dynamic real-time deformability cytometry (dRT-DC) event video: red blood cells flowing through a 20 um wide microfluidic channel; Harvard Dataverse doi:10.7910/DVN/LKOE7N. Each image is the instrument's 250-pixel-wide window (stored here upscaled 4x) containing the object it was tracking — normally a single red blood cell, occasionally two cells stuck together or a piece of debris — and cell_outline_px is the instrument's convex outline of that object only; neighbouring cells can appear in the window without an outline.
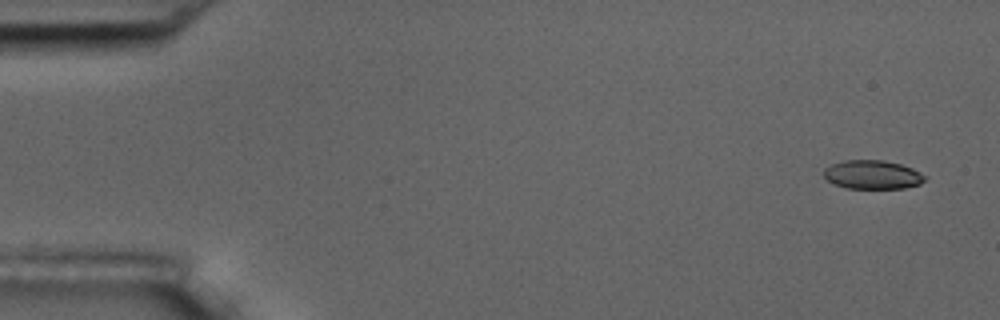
{"species": "common noctule bat (a hibernating species)", "species_latin": "Nyctalus noctula", "temperature_condition": "room temperature", "stored_images_in_passage": 5, "camera_frame_rate_fps": 3000, "um_per_image_px": 0.085, "animal": {"sex": "male", "body_mass_g": 17.5, "forearm_length_mm": 52.3}, "frame": {"image": 1, "passage_image": 1, "time_ms": 0.0, "image_size_px": [1000, 320], "cell_outline_px": [[928, 176], [920, 184], [904, 188], [848, 188], [832, 184], [824, 176], [824, 168], [832, 164], [844, 160], [884, 160], [900, 164], [912, 168]], "centroid_in_image_um": [74.17, 14.84], "position_along_channel_um": 10.8, "area_um2": 16.99}}
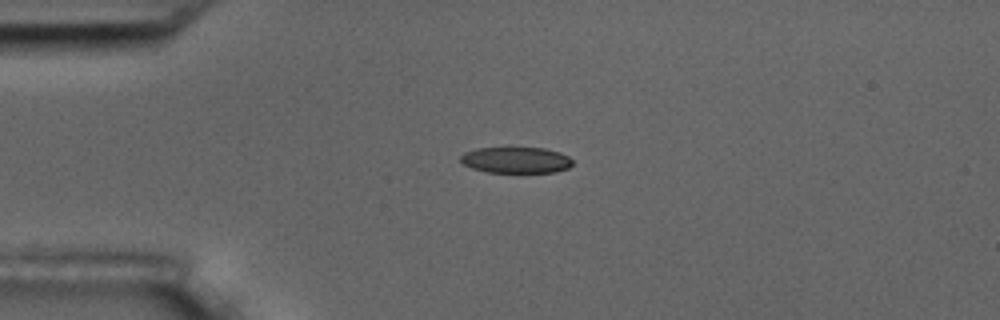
{"frame": {"image": 2, "passage_image": 4, "time_ms": 3.667, "image_size_px": [1000, 320], "cell_outline_px": [[572, 164], [568, 168], [556, 172], [488, 172], [472, 168], [464, 164], [460, 160], [460, 156], [464, 152], [476, 148], [544, 148], [560, 152], [568, 156], [572, 160]], "centroid_in_image_um": [43.86, 13.6], "position_along_channel_um": 41.1, "area_um2": 16.99}}